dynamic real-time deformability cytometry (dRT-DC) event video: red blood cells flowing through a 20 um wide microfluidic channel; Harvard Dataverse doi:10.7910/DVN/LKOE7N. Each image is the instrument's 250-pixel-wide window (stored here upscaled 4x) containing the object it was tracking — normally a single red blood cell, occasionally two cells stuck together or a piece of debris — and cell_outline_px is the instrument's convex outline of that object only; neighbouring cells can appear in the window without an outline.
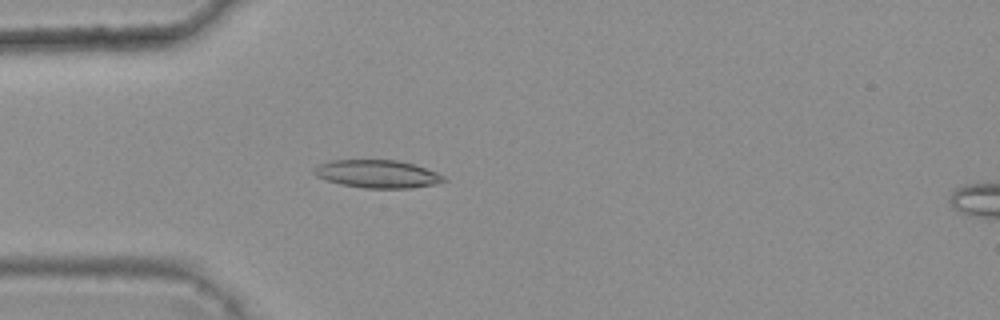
{"species": "common noctule bat (a hibernating species)", "species_latin": "Nyctalus noctula", "temperature_condition": "warm", "stored_images_in_passage": 3, "camera_frame_rate_fps": 3000, "um_per_image_px": 0.085, "animal": {"sex": "female", "body_mass_g": 25.1}, "frame": {"image": 1, "passage_image": 3, "time_ms": 0.667, "image_size_px": [1000, 320], "cell_outline_px": [[448, 180], [436, 184], [412, 188], [364, 188], [340, 184], [316, 176], [312, 172], [312, 168], [328, 160], [396, 160], [416, 164], [436, 172], [444, 176]], "centroid_in_image_um": [32.08, 14.78], "position_along_channel_um": 52.9, "area_um2": 21.27}}